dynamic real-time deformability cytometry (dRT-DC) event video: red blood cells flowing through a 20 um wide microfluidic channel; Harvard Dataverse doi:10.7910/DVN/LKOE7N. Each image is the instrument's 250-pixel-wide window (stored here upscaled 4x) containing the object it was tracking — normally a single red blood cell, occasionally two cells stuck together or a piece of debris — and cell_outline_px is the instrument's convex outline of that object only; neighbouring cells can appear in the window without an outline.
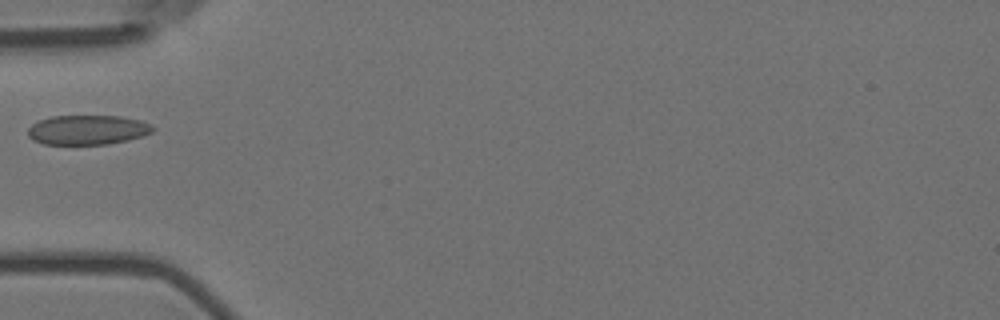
{"species": "Egyptian fruit bat (a non-hibernating species)", "species_latin": "Rousettus aegyptiacus", "temperature_condition": "room temperature", "stored_images_in_passage": 1, "camera_frame_rate_fps": 3000, "um_per_image_px": 0.085, "animal": {"sex": "female"}, "frame": {"image": 1, "passage_image": 1, "time_ms": 0.0, "image_size_px": [1000, 320], "cell_outline_px": [[156, 128], [152, 132], [144, 136], [128, 140], [108, 144], [44, 144], [32, 140], [28, 136], [28, 128], [32, 124], [40, 120], [52, 116], [120, 116], [140, 120], [152, 124]], "centroid_in_image_um": [7.47, 11.04], "position_along_channel_um": 77.5, "area_um2": 21.68}}